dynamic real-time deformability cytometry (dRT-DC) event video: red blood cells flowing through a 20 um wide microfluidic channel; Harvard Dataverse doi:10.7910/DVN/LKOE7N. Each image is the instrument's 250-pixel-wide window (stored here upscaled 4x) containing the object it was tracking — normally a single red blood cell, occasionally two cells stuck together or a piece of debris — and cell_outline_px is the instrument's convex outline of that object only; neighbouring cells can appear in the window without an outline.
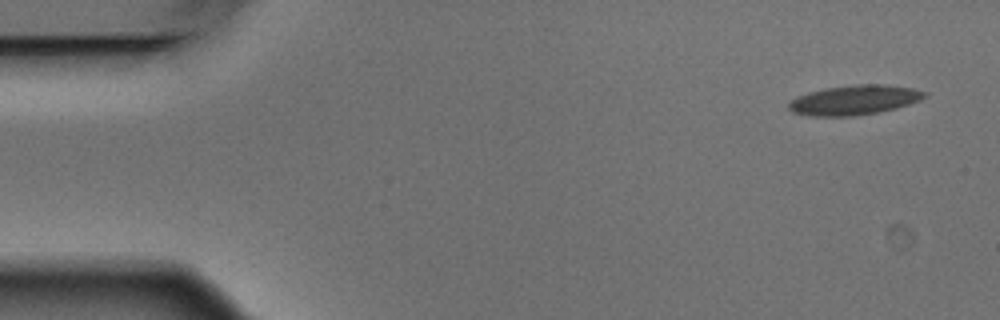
{"species": "Egyptian fruit bat (a non-hibernating species)", "species_latin": "Rousettus aegyptiacus", "temperature_condition": "warm", "stored_images_in_passage": 4, "camera_frame_rate_fps": 3000, "um_per_image_px": 0.085, "animal": {"sex": "male"}, "frame": {"image": 1, "passage_image": 1, "time_ms": 0.0, "image_size_px": [1000, 320], "cell_outline_px": [[928, 96], [920, 100], [896, 108], [880, 112], [856, 116], [808, 116], [792, 112], [788, 108], [788, 104], [796, 96], [808, 92], [828, 88], [856, 84], [884, 84], [912, 88], [928, 92]], "centroid_in_image_um": [72.63, 8.51], "position_along_channel_um": 12.4, "area_um2": 23.64}}
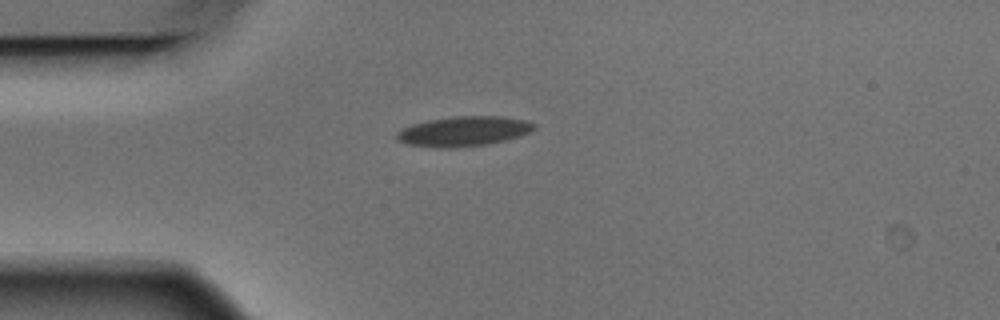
{"frame": {"image": 2, "passage_image": 3, "time_ms": 0.667, "image_size_px": [1000, 320], "cell_outline_px": [[536, 128], [520, 136], [488, 144], [452, 148], [440, 148], [408, 144], [396, 140], [396, 132], [412, 124], [428, 120], [456, 116], [500, 116], [524, 120], [536, 124]], "centroid_in_image_um": [39.39, 11.16], "position_along_channel_um": 45.6, "area_um2": 23.81}}
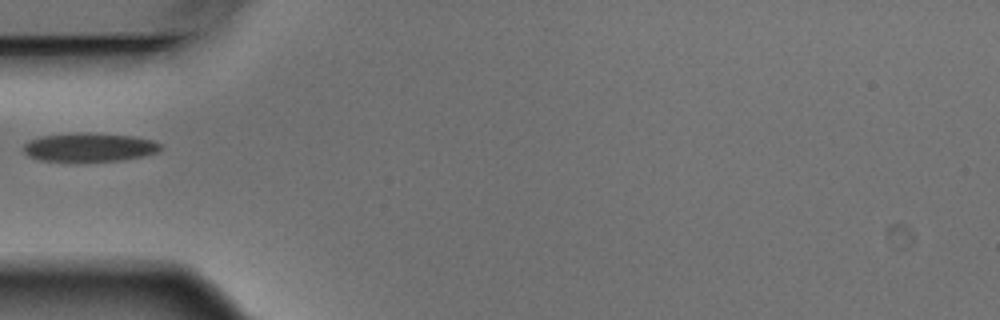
{"frame": {"image": 3, "passage_image": 4, "time_ms": 1.0, "image_size_px": [1000, 320], "cell_outline_px": [[160, 148], [156, 152], [144, 156], [120, 160], [40, 160], [28, 156], [24, 152], [24, 144], [28, 140], [44, 136], [132, 136], [152, 140], [160, 144]], "centroid_in_image_um": [7.59, 12.57], "position_along_channel_um": 77.4, "area_um2": 21.04}}